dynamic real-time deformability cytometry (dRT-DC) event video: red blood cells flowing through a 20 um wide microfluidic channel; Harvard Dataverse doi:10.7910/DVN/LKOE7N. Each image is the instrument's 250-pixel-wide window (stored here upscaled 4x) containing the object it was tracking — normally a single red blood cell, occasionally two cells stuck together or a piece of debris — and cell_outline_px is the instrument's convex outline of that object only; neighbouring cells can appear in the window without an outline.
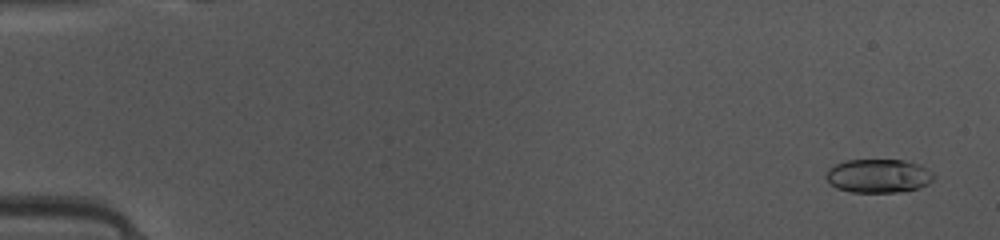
{"species": "common noctule bat (a hibernating species)", "species_latin": "Nyctalus noctula", "temperature_condition": "warm", "stored_images_in_passage": 45, "camera_frame_rate_fps": 3000, "um_per_image_px": 0.085, "animal": {"sex": "female", "body_mass_g": 10.0, "forearm_length_mm": 53.1}, "frame": {"image": 1, "passage_image": 3, "time_ms": 0.667, "image_size_px": [1000, 240], "cell_outline_px": [[936, 176], [928, 184], [920, 188], [896, 192], [852, 192], [836, 188], [824, 176], [828, 168], [836, 164], [848, 160], [904, 160], [920, 164], [932, 172]], "centroid_in_image_um": [74.68, 14.95], "position_along_channel_um": 10.3, "area_um2": 21.21}}
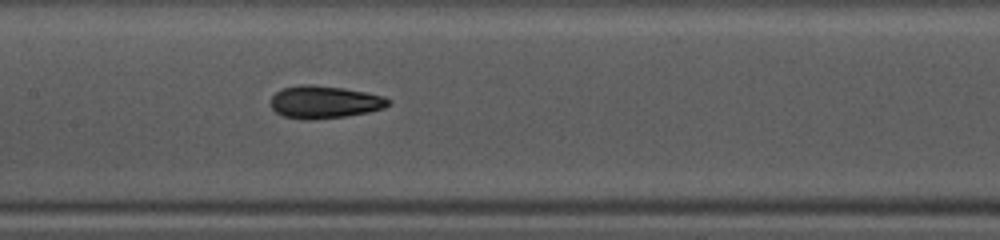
{"frame": {"image": 2, "passage_image": 25, "time_ms": 8.0, "image_size_px": [1000, 240], "cell_outline_px": [[388, 104], [384, 108], [368, 112], [344, 116], [312, 120], [304, 120], [284, 116], [276, 112], [272, 108], [272, 96], [276, 92], [284, 88], [300, 84], [312, 84], [344, 88], [384, 96], [388, 100]], "centroid_in_image_um": [27.56, 8.67], "position_along_channel_um": 179.8, "area_um2": 22.14}}
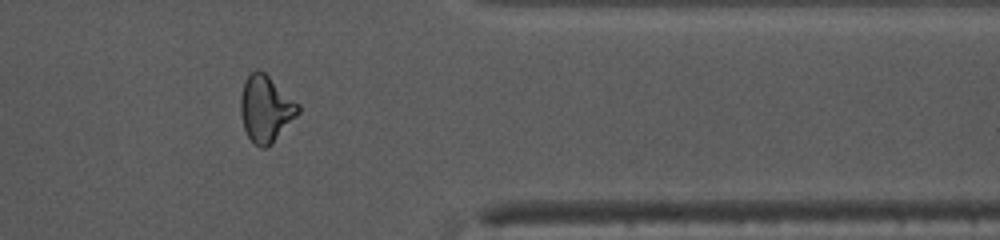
{"frame": {"image": 3, "passage_image": 41, "time_ms": 13.333, "image_size_px": [1000, 240], "cell_outline_px": [[300, 112], [272, 144], [264, 148], [260, 148], [248, 136], [244, 128], [240, 112], [240, 96], [244, 80], [256, 68], [264, 72], [300, 104]], "centroid_in_image_um": [22.59, 9.23], "position_along_channel_um": 388.8, "area_um2": 22.31}}